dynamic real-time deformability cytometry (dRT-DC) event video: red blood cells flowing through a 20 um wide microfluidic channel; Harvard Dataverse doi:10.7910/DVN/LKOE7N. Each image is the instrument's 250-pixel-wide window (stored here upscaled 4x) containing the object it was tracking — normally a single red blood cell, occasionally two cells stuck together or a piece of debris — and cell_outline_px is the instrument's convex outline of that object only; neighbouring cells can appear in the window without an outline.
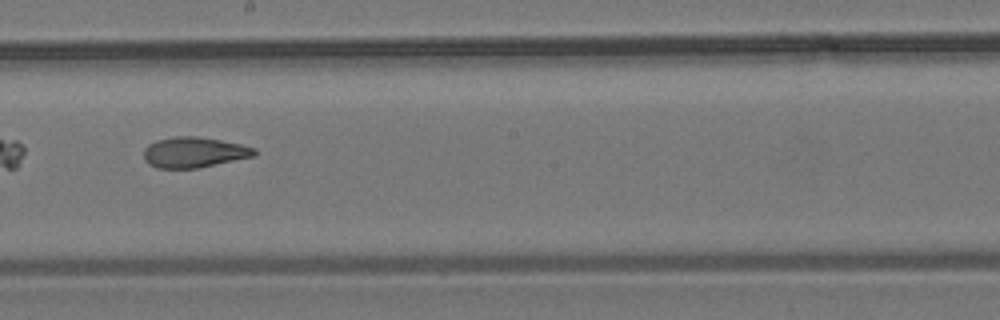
{"species": "common noctule bat (a hibernating species)", "species_latin": "Nyctalus noctula", "temperature_condition": "room temperature", "stored_images_in_passage": 35, "camera_frame_rate_fps": 3000, "um_per_image_px": 0.085, "animal": {"sex": "male", "body_mass_g": 19.2, "forearm_length_mm": 51.8}, "frame": {"image": 1, "passage_image": 30, "time_ms": 9.667, "image_size_px": [1000, 320], "cell_outline_px": [[256, 156], [196, 168], [156, 168], [148, 164], [144, 160], [144, 148], [148, 144], [156, 140], [172, 136], [196, 136], [220, 140], [240, 144], [256, 148]], "centroid_in_image_um": [16.47, 12.94], "position_along_channel_um": 231.7, "area_um2": 19.77}}